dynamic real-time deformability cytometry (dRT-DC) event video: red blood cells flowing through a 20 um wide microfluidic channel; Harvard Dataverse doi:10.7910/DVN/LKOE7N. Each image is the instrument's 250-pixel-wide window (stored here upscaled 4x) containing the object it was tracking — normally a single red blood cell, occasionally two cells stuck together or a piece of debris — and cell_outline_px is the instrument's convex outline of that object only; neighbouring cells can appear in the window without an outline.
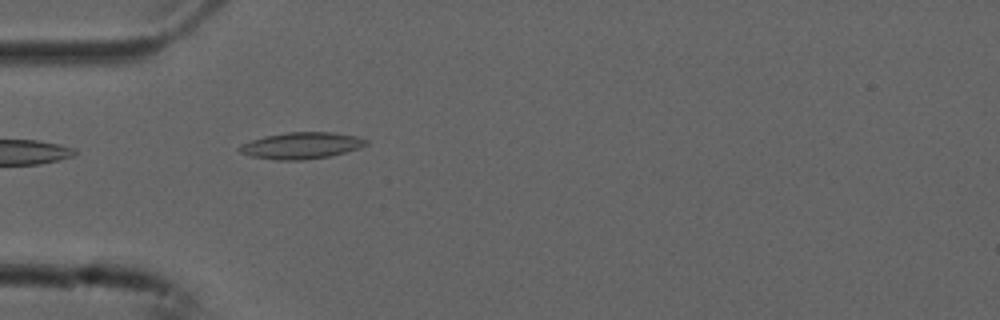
{"species": "common noctule bat (a hibernating species)", "species_latin": "Nyctalus noctula", "temperature_condition": "cold", "stored_images_in_passage": 39, "camera_frame_rate_fps": 3000, "um_per_image_px": 0.085, "animal": {"sex": "male", "forearm_length_mm": 52.5}, "frame": {"image": 1, "passage_image": 1, "time_ms": 0.0, "image_size_px": [1000, 320], "cell_outline_px": [[368, 144], [360, 148], [328, 156], [304, 160], [276, 160], [252, 156], [240, 152], [236, 148], [240, 144], [264, 136], [288, 132], [332, 132], [360, 136], [368, 140]], "centroid_in_image_um": [25.63, 12.36], "position_along_channel_um": 59.4, "area_um2": 19.65}}
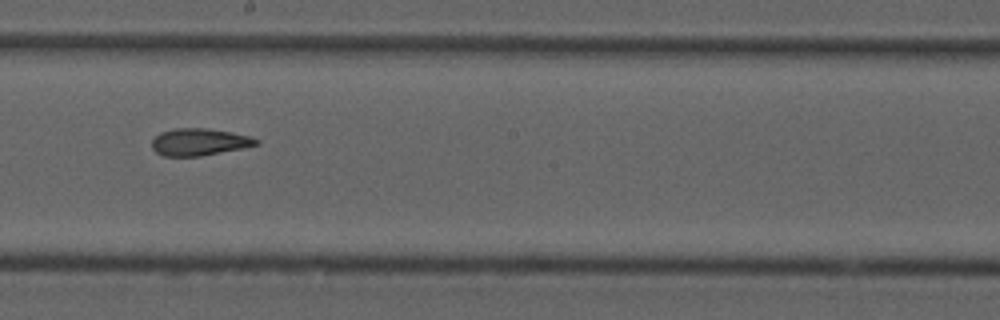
{"frame": {"image": 2, "passage_image": 15, "time_ms": 4.667, "image_size_px": [1000, 320], "cell_outline_px": [[260, 144], [244, 148], [200, 156], [164, 156], [156, 152], [152, 148], [152, 140], [160, 132], [176, 128], [208, 128], [232, 132], [252, 136], [260, 140]], "centroid_in_image_um": [16.98, 12.06], "position_along_channel_um": 231.2, "area_um2": 16.65}}
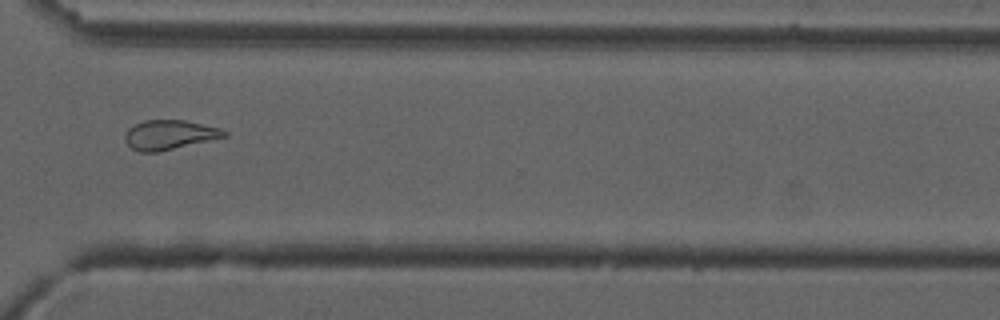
{"frame": {"image": 3, "passage_image": 25, "time_ms": 8.0, "image_size_px": [1000, 320], "cell_outline_px": [[228, 136], [156, 152], [140, 152], [132, 148], [124, 140], [124, 136], [128, 128], [144, 120], [184, 120], [220, 128], [228, 132]], "centroid_in_image_um": [14.39, 11.45], "position_along_channel_um": 356.2, "area_um2": 16.88}, "authors_computed_cell_mechanics": {"area_um2": 17.2244, "velocity_mm_per_s": 3.7555, "shape_relaxation_time_tau1_ms": 10.5744, "shape_relaxation_time_tau2_ms": 3.3002, "deformation_change_tau1": 0.2115, "deformation_change_tau2": 0.1029}}